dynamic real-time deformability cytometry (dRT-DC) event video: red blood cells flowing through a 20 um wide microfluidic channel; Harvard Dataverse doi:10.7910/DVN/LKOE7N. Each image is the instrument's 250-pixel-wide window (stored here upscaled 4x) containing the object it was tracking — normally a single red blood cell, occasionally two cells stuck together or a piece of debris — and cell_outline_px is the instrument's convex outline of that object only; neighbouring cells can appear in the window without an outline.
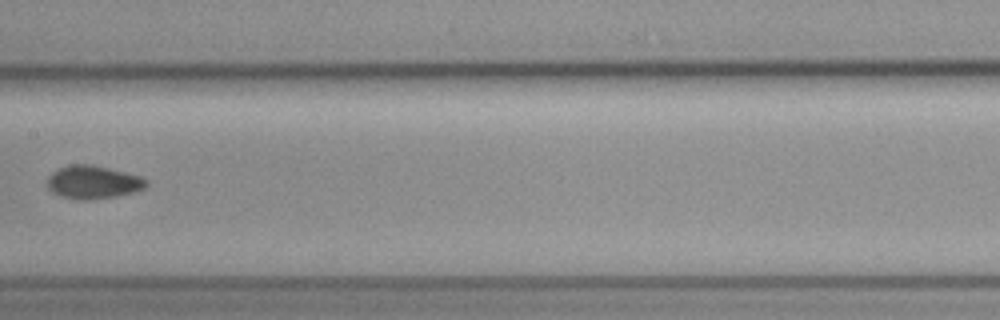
{"species": "common noctule bat (a hibernating species)", "species_latin": "Nyctalus noctula", "temperature_condition": "cold", "stored_images_in_passage": 9, "camera_frame_rate_fps": 3000, "um_per_image_px": 0.085, "animal": {"sex": "female", "body_mass_g": 19.3, "forearm_length_mm": 54.1}, "frame": {"image": 1, "passage_image": 7, "time_ms": 2.0, "image_size_px": [1000, 320], "cell_outline_px": [[148, 184], [144, 188], [136, 192], [116, 196], [88, 200], [76, 200], [60, 196], [52, 192], [48, 188], [48, 176], [52, 172], [68, 164], [92, 164], [140, 176], [148, 180]], "centroid_in_image_um": [7.91, 15.49], "position_along_channel_um": 199.5, "area_um2": 19.25}}
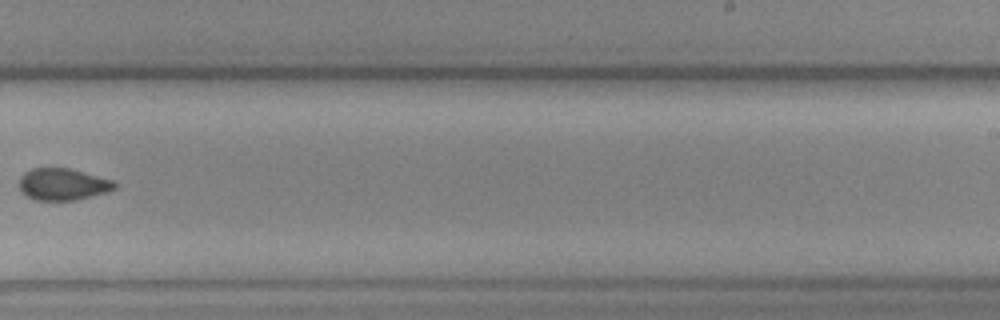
{"frame": {"image": 2, "passage_image": 9, "time_ms": 2.667, "image_size_px": [1000, 320], "cell_outline_px": [[116, 188], [104, 192], [76, 200], [36, 200], [24, 196], [20, 192], [16, 184], [20, 176], [24, 172], [32, 168], [68, 168], [112, 180], [116, 184]], "centroid_in_image_um": [5.22, 15.67], "position_along_channel_um": 283.8, "area_um2": 17.8}}